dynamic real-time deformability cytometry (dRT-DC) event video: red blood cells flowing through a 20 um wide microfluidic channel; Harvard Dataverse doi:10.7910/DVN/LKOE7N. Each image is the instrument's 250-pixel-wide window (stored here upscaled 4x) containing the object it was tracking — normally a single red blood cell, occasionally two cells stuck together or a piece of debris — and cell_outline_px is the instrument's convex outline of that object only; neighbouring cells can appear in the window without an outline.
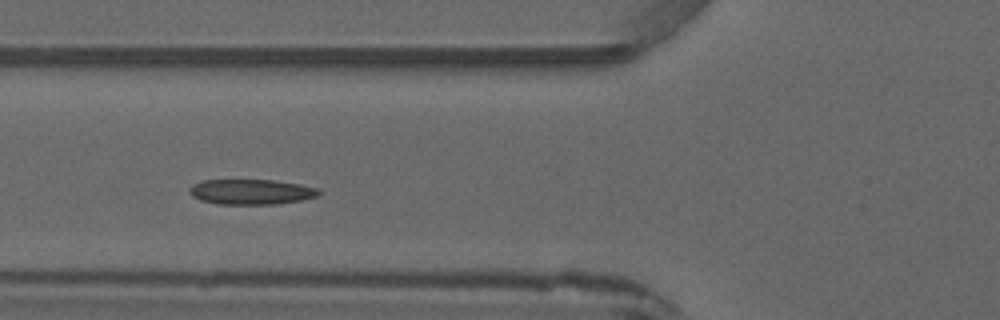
{"species": "common noctule bat (a hibernating species)", "species_latin": "Nyctalus noctula", "temperature_condition": "warm", "stored_images_in_passage": 3, "camera_frame_rate_fps": 3000, "um_per_image_px": 0.085, "animal": {"sex": "male", "forearm_length_mm": 52.5}, "frame": {"image": 1, "passage_image": 3, "time_ms": 2.333, "image_size_px": [1000, 320], "cell_outline_px": [[320, 192], [316, 196], [300, 200], [276, 204], [220, 204], [200, 200], [192, 196], [188, 192], [188, 188], [192, 184], [200, 180], [272, 180], [300, 184], [316, 188]], "centroid_in_image_um": [21.27, 16.3], "position_along_channel_um": 104.5, "area_um2": 18.96}}